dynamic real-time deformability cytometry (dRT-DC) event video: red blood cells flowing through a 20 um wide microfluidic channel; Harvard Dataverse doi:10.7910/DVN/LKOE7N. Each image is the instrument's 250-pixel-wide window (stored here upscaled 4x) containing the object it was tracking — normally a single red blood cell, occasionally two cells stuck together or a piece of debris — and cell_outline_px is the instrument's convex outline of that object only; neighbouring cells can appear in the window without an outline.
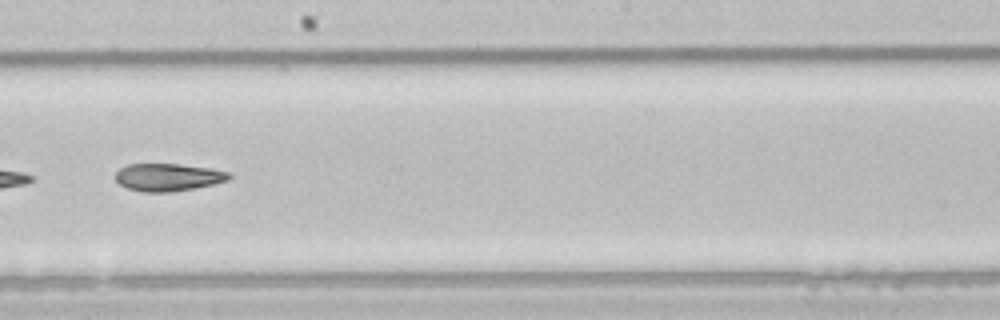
{"species": "common noctule bat (a hibernating species)", "species_latin": "Nyctalus noctula", "temperature_condition": "room temperature", "stored_images_in_passage": 49, "camera_frame_rate_fps": 3000, "um_per_image_px": 0.085, "animal": {"sex": "male", "body_mass_g": 21.5, "forearm_length_mm": 52.0}, "frame": {"image": 1, "passage_image": 28, "time_ms": 9.0, "image_size_px": [1000, 320], "cell_outline_px": [[232, 176], [228, 180], [196, 188], [172, 192], [144, 192], [128, 188], [120, 184], [116, 180], [116, 172], [120, 168], [128, 164], [180, 164], [212, 168], [228, 172]], "centroid_in_image_um": [14.3, 15.06], "position_along_channel_um": 233.9, "area_um2": 18.26}, "authors_computed_cell_mechanics": {"area_um2": 20.808, "velocity_mm_per_s": 3.932, "shape_relaxation_time_tau1_ms": 10.4943, "shape_relaxation_time_tau2_ms": 7.6103, "deformation_change_tau1": 0.2301, "deformation_change_tau2": 0.1632}}